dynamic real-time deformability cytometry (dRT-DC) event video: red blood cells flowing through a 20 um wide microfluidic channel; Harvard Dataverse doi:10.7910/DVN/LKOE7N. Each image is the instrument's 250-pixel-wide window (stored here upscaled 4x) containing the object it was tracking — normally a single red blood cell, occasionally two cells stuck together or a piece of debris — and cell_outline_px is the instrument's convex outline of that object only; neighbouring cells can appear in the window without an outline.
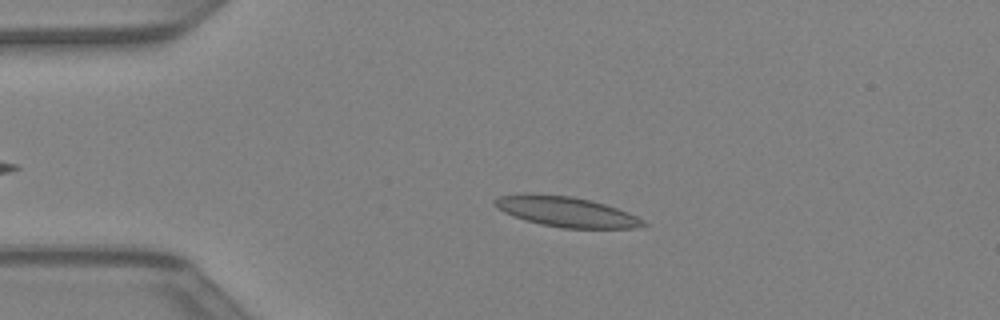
{"species": "Egyptian fruit bat (a non-hibernating species)", "species_latin": "Rousettus aegyptiacus", "temperature_condition": "warm", "stored_images_in_passage": 37, "camera_frame_rate_fps": 3000, "um_per_image_px": 0.085, "animal": {"sex": "female"}, "frame": {"image": 1, "passage_image": 9, "time_ms": 2.667, "image_size_px": [1000, 320], "cell_outline_px": [[648, 224], [632, 228], [560, 228], [540, 224], [524, 220], [512, 216], [496, 208], [492, 200], [500, 196], [524, 192], [528, 192], [572, 196], [604, 204], [628, 212], [644, 220]], "centroid_in_image_um": [48.05, 17.98], "position_along_channel_um": 37.0, "area_um2": 26.36}}
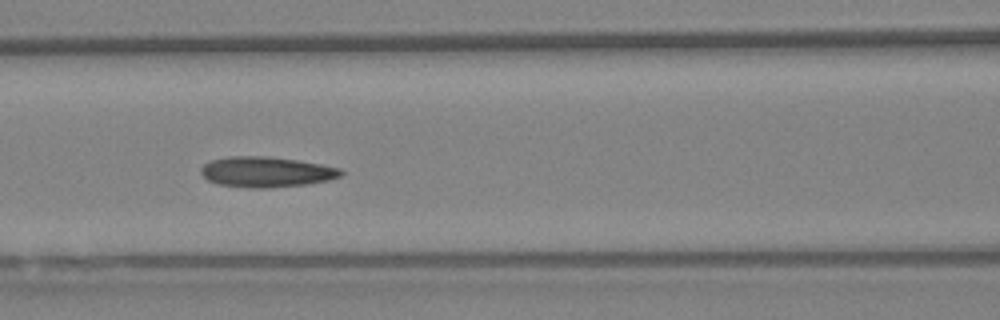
{"frame": {"image": 2, "passage_image": 18, "time_ms": 5.667, "image_size_px": [1000, 320], "cell_outline_px": [[344, 172], [340, 176], [328, 180], [308, 184], [268, 188], [248, 188], [216, 184], [208, 180], [200, 172], [200, 168], [204, 164], [212, 160], [228, 156], [268, 156], [296, 160], [320, 164], [340, 168]], "centroid_in_image_um": [22.61, 14.62], "position_along_channel_um": 144.0, "area_um2": 24.91}}
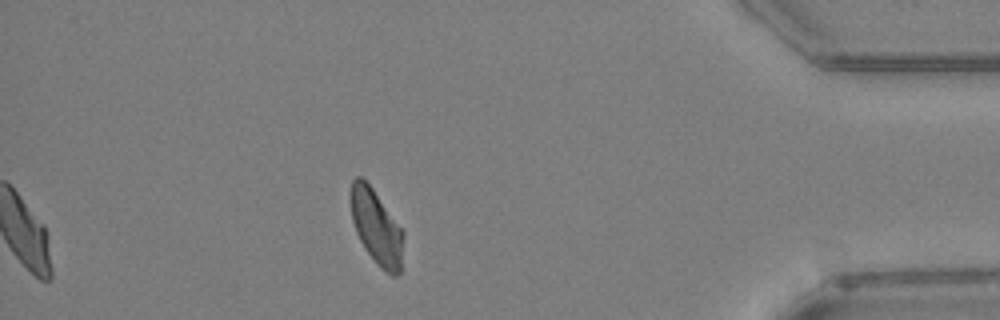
{"frame": {"image": 3, "passage_image": 37, "time_ms": 12.0, "image_size_px": [1000, 320], "cell_outline_px": [[404, 236], [400, 276], [392, 276], [380, 268], [364, 248], [356, 232], [352, 220], [352, 180], [356, 176], [360, 176], [372, 188], [404, 232]], "centroid_in_image_um": [32.03, 19.38], "position_along_channel_um": 403.2, "area_um2": 22.6}}